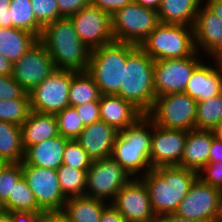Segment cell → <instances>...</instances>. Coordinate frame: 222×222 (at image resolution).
<instances>
[{
    "mask_svg": "<svg viewBox=\"0 0 222 222\" xmlns=\"http://www.w3.org/2000/svg\"><path fill=\"white\" fill-rule=\"evenodd\" d=\"M187 131L167 129L152 120L150 161L152 169L161 166H180L184 153Z\"/></svg>",
    "mask_w": 222,
    "mask_h": 222,
    "instance_id": "cell-17",
    "label": "cell"
},
{
    "mask_svg": "<svg viewBox=\"0 0 222 222\" xmlns=\"http://www.w3.org/2000/svg\"><path fill=\"white\" fill-rule=\"evenodd\" d=\"M30 112L31 107L28 93L21 99H0V121L21 126L28 118Z\"/></svg>",
    "mask_w": 222,
    "mask_h": 222,
    "instance_id": "cell-34",
    "label": "cell"
},
{
    "mask_svg": "<svg viewBox=\"0 0 222 222\" xmlns=\"http://www.w3.org/2000/svg\"><path fill=\"white\" fill-rule=\"evenodd\" d=\"M13 71V63L0 53V75L10 76Z\"/></svg>",
    "mask_w": 222,
    "mask_h": 222,
    "instance_id": "cell-51",
    "label": "cell"
},
{
    "mask_svg": "<svg viewBox=\"0 0 222 222\" xmlns=\"http://www.w3.org/2000/svg\"><path fill=\"white\" fill-rule=\"evenodd\" d=\"M20 129L22 145L25 151L30 146L59 135L55 114H42L31 111Z\"/></svg>",
    "mask_w": 222,
    "mask_h": 222,
    "instance_id": "cell-24",
    "label": "cell"
},
{
    "mask_svg": "<svg viewBox=\"0 0 222 222\" xmlns=\"http://www.w3.org/2000/svg\"><path fill=\"white\" fill-rule=\"evenodd\" d=\"M211 148V130L192 129L187 131L184 153L180 167L200 171L208 164Z\"/></svg>",
    "mask_w": 222,
    "mask_h": 222,
    "instance_id": "cell-23",
    "label": "cell"
},
{
    "mask_svg": "<svg viewBox=\"0 0 222 222\" xmlns=\"http://www.w3.org/2000/svg\"><path fill=\"white\" fill-rule=\"evenodd\" d=\"M83 125L87 126L100 120L99 101H91L74 107Z\"/></svg>",
    "mask_w": 222,
    "mask_h": 222,
    "instance_id": "cell-41",
    "label": "cell"
},
{
    "mask_svg": "<svg viewBox=\"0 0 222 222\" xmlns=\"http://www.w3.org/2000/svg\"><path fill=\"white\" fill-rule=\"evenodd\" d=\"M205 58L196 51L192 56L186 58L154 61L155 97L185 92L194 69Z\"/></svg>",
    "mask_w": 222,
    "mask_h": 222,
    "instance_id": "cell-12",
    "label": "cell"
},
{
    "mask_svg": "<svg viewBox=\"0 0 222 222\" xmlns=\"http://www.w3.org/2000/svg\"><path fill=\"white\" fill-rule=\"evenodd\" d=\"M24 156L20 126L0 121V163H21Z\"/></svg>",
    "mask_w": 222,
    "mask_h": 222,
    "instance_id": "cell-28",
    "label": "cell"
},
{
    "mask_svg": "<svg viewBox=\"0 0 222 222\" xmlns=\"http://www.w3.org/2000/svg\"><path fill=\"white\" fill-rule=\"evenodd\" d=\"M146 184L155 215L175 213L198 172L180 166H161L140 177Z\"/></svg>",
    "mask_w": 222,
    "mask_h": 222,
    "instance_id": "cell-2",
    "label": "cell"
},
{
    "mask_svg": "<svg viewBox=\"0 0 222 222\" xmlns=\"http://www.w3.org/2000/svg\"><path fill=\"white\" fill-rule=\"evenodd\" d=\"M145 8L157 11L162 0H134Z\"/></svg>",
    "mask_w": 222,
    "mask_h": 222,
    "instance_id": "cell-52",
    "label": "cell"
},
{
    "mask_svg": "<svg viewBox=\"0 0 222 222\" xmlns=\"http://www.w3.org/2000/svg\"><path fill=\"white\" fill-rule=\"evenodd\" d=\"M79 39L90 50L114 41L111 15L89 4L69 16Z\"/></svg>",
    "mask_w": 222,
    "mask_h": 222,
    "instance_id": "cell-13",
    "label": "cell"
},
{
    "mask_svg": "<svg viewBox=\"0 0 222 222\" xmlns=\"http://www.w3.org/2000/svg\"><path fill=\"white\" fill-rule=\"evenodd\" d=\"M90 4V0H57L59 14L62 17L74 15Z\"/></svg>",
    "mask_w": 222,
    "mask_h": 222,
    "instance_id": "cell-42",
    "label": "cell"
},
{
    "mask_svg": "<svg viewBox=\"0 0 222 222\" xmlns=\"http://www.w3.org/2000/svg\"><path fill=\"white\" fill-rule=\"evenodd\" d=\"M99 106L100 120L117 131L127 128L143 115L131 102L118 95H101Z\"/></svg>",
    "mask_w": 222,
    "mask_h": 222,
    "instance_id": "cell-21",
    "label": "cell"
},
{
    "mask_svg": "<svg viewBox=\"0 0 222 222\" xmlns=\"http://www.w3.org/2000/svg\"><path fill=\"white\" fill-rule=\"evenodd\" d=\"M222 123V93L197 102L196 129L212 130Z\"/></svg>",
    "mask_w": 222,
    "mask_h": 222,
    "instance_id": "cell-33",
    "label": "cell"
},
{
    "mask_svg": "<svg viewBox=\"0 0 222 222\" xmlns=\"http://www.w3.org/2000/svg\"><path fill=\"white\" fill-rule=\"evenodd\" d=\"M22 172L43 211L63 210L67 198L62 193L57 170L22 165Z\"/></svg>",
    "mask_w": 222,
    "mask_h": 222,
    "instance_id": "cell-15",
    "label": "cell"
},
{
    "mask_svg": "<svg viewBox=\"0 0 222 222\" xmlns=\"http://www.w3.org/2000/svg\"><path fill=\"white\" fill-rule=\"evenodd\" d=\"M132 175L112 157L94 160L87 170L85 195L111 204Z\"/></svg>",
    "mask_w": 222,
    "mask_h": 222,
    "instance_id": "cell-9",
    "label": "cell"
},
{
    "mask_svg": "<svg viewBox=\"0 0 222 222\" xmlns=\"http://www.w3.org/2000/svg\"><path fill=\"white\" fill-rule=\"evenodd\" d=\"M23 177L21 163H0V203L3 204L12 195L15 183Z\"/></svg>",
    "mask_w": 222,
    "mask_h": 222,
    "instance_id": "cell-36",
    "label": "cell"
},
{
    "mask_svg": "<svg viewBox=\"0 0 222 222\" xmlns=\"http://www.w3.org/2000/svg\"><path fill=\"white\" fill-rule=\"evenodd\" d=\"M114 41L140 46L160 23L158 13L135 1L111 15Z\"/></svg>",
    "mask_w": 222,
    "mask_h": 222,
    "instance_id": "cell-7",
    "label": "cell"
},
{
    "mask_svg": "<svg viewBox=\"0 0 222 222\" xmlns=\"http://www.w3.org/2000/svg\"><path fill=\"white\" fill-rule=\"evenodd\" d=\"M69 139L61 135L30 146L25 151L22 165H32L57 170L63 164L65 145Z\"/></svg>",
    "mask_w": 222,
    "mask_h": 222,
    "instance_id": "cell-22",
    "label": "cell"
},
{
    "mask_svg": "<svg viewBox=\"0 0 222 222\" xmlns=\"http://www.w3.org/2000/svg\"><path fill=\"white\" fill-rule=\"evenodd\" d=\"M134 0H90V4L113 15L117 10L131 4Z\"/></svg>",
    "mask_w": 222,
    "mask_h": 222,
    "instance_id": "cell-43",
    "label": "cell"
},
{
    "mask_svg": "<svg viewBox=\"0 0 222 222\" xmlns=\"http://www.w3.org/2000/svg\"><path fill=\"white\" fill-rule=\"evenodd\" d=\"M203 4L222 21V0H203Z\"/></svg>",
    "mask_w": 222,
    "mask_h": 222,
    "instance_id": "cell-50",
    "label": "cell"
},
{
    "mask_svg": "<svg viewBox=\"0 0 222 222\" xmlns=\"http://www.w3.org/2000/svg\"><path fill=\"white\" fill-rule=\"evenodd\" d=\"M108 205L103 200L84 195L67 198L63 210L72 222H100Z\"/></svg>",
    "mask_w": 222,
    "mask_h": 222,
    "instance_id": "cell-27",
    "label": "cell"
},
{
    "mask_svg": "<svg viewBox=\"0 0 222 222\" xmlns=\"http://www.w3.org/2000/svg\"><path fill=\"white\" fill-rule=\"evenodd\" d=\"M195 50L209 58L222 46V21L202 4L193 25Z\"/></svg>",
    "mask_w": 222,
    "mask_h": 222,
    "instance_id": "cell-18",
    "label": "cell"
},
{
    "mask_svg": "<svg viewBox=\"0 0 222 222\" xmlns=\"http://www.w3.org/2000/svg\"><path fill=\"white\" fill-rule=\"evenodd\" d=\"M38 40L32 32L14 27H0V53L12 63L18 61Z\"/></svg>",
    "mask_w": 222,
    "mask_h": 222,
    "instance_id": "cell-26",
    "label": "cell"
},
{
    "mask_svg": "<svg viewBox=\"0 0 222 222\" xmlns=\"http://www.w3.org/2000/svg\"><path fill=\"white\" fill-rule=\"evenodd\" d=\"M10 215L11 222H42V212L14 211Z\"/></svg>",
    "mask_w": 222,
    "mask_h": 222,
    "instance_id": "cell-44",
    "label": "cell"
},
{
    "mask_svg": "<svg viewBox=\"0 0 222 222\" xmlns=\"http://www.w3.org/2000/svg\"><path fill=\"white\" fill-rule=\"evenodd\" d=\"M2 210L8 212H43L38 206L32 190L23 177L15 183L12 195H9L8 199L2 204Z\"/></svg>",
    "mask_w": 222,
    "mask_h": 222,
    "instance_id": "cell-30",
    "label": "cell"
},
{
    "mask_svg": "<svg viewBox=\"0 0 222 222\" xmlns=\"http://www.w3.org/2000/svg\"><path fill=\"white\" fill-rule=\"evenodd\" d=\"M197 101L187 93H170L155 97L147 115L155 125L167 129H196Z\"/></svg>",
    "mask_w": 222,
    "mask_h": 222,
    "instance_id": "cell-8",
    "label": "cell"
},
{
    "mask_svg": "<svg viewBox=\"0 0 222 222\" xmlns=\"http://www.w3.org/2000/svg\"><path fill=\"white\" fill-rule=\"evenodd\" d=\"M198 178L203 183L222 191V162L208 163L198 171Z\"/></svg>",
    "mask_w": 222,
    "mask_h": 222,
    "instance_id": "cell-39",
    "label": "cell"
},
{
    "mask_svg": "<svg viewBox=\"0 0 222 222\" xmlns=\"http://www.w3.org/2000/svg\"><path fill=\"white\" fill-rule=\"evenodd\" d=\"M57 177L66 198L85 195L87 170L62 164L57 169Z\"/></svg>",
    "mask_w": 222,
    "mask_h": 222,
    "instance_id": "cell-32",
    "label": "cell"
},
{
    "mask_svg": "<svg viewBox=\"0 0 222 222\" xmlns=\"http://www.w3.org/2000/svg\"><path fill=\"white\" fill-rule=\"evenodd\" d=\"M180 217L202 222H220L222 191L197 178L175 211Z\"/></svg>",
    "mask_w": 222,
    "mask_h": 222,
    "instance_id": "cell-10",
    "label": "cell"
},
{
    "mask_svg": "<svg viewBox=\"0 0 222 222\" xmlns=\"http://www.w3.org/2000/svg\"><path fill=\"white\" fill-rule=\"evenodd\" d=\"M147 114L155 100L154 60L140 47L127 43L123 84L117 94Z\"/></svg>",
    "mask_w": 222,
    "mask_h": 222,
    "instance_id": "cell-3",
    "label": "cell"
},
{
    "mask_svg": "<svg viewBox=\"0 0 222 222\" xmlns=\"http://www.w3.org/2000/svg\"><path fill=\"white\" fill-rule=\"evenodd\" d=\"M9 10L12 27L32 32L40 37L43 27L34 16L30 0H12Z\"/></svg>",
    "mask_w": 222,
    "mask_h": 222,
    "instance_id": "cell-31",
    "label": "cell"
},
{
    "mask_svg": "<svg viewBox=\"0 0 222 222\" xmlns=\"http://www.w3.org/2000/svg\"><path fill=\"white\" fill-rule=\"evenodd\" d=\"M126 222H154L153 211L146 184L140 177H133L117 193L111 203Z\"/></svg>",
    "mask_w": 222,
    "mask_h": 222,
    "instance_id": "cell-16",
    "label": "cell"
},
{
    "mask_svg": "<svg viewBox=\"0 0 222 222\" xmlns=\"http://www.w3.org/2000/svg\"><path fill=\"white\" fill-rule=\"evenodd\" d=\"M0 222H11L10 212L0 210Z\"/></svg>",
    "mask_w": 222,
    "mask_h": 222,
    "instance_id": "cell-55",
    "label": "cell"
},
{
    "mask_svg": "<svg viewBox=\"0 0 222 222\" xmlns=\"http://www.w3.org/2000/svg\"><path fill=\"white\" fill-rule=\"evenodd\" d=\"M140 47L154 61L192 56L196 52L193 27L159 23Z\"/></svg>",
    "mask_w": 222,
    "mask_h": 222,
    "instance_id": "cell-6",
    "label": "cell"
},
{
    "mask_svg": "<svg viewBox=\"0 0 222 222\" xmlns=\"http://www.w3.org/2000/svg\"><path fill=\"white\" fill-rule=\"evenodd\" d=\"M100 222H126L125 218L116 210V208L109 204L101 214Z\"/></svg>",
    "mask_w": 222,
    "mask_h": 222,
    "instance_id": "cell-46",
    "label": "cell"
},
{
    "mask_svg": "<svg viewBox=\"0 0 222 222\" xmlns=\"http://www.w3.org/2000/svg\"><path fill=\"white\" fill-rule=\"evenodd\" d=\"M55 116L59 135L69 140L77 139L85 127L74 107L68 106Z\"/></svg>",
    "mask_w": 222,
    "mask_h": 222,
    "instance_id": "cell-35",
    "label": "cell"
},
{
    "mask_svg": "<svg viewBox=\"0 0 222 222\" xmlns=\"http://www.w3.org/2000/svg\"><path fill=\"white\" fill-rule=\"evenodd\" d=\"M185 93L197 102L222 93V72L212 63L210 58H205L194 69L185 88Z\"/></svg>",
    "mask_w": 222,
    "mask_h": 222,
    "instance_id": "cell-20",
    "label": "cell"
},
{
    "mask_svg": "<svg viewBox=\"0 0 222 222\" xmlns=\"http://www.w3.org/2000/svg\"><path fill=\"white\" fill-rule=\"evenodd\" d=\"M42 222H72L64 210L42 212Z\"/></svg>",
    "mask_w": 222,
    "mask_h": 222,
    "instance_id": "cell-45",
    "label": "cell"
},
{
    "mask_svg": "<svg viewBox=\"0 0 222 222\" xmlns=\"http://www.w3.org/2000/svg\"><path fill=\"white\" fill-rule=\"evenodd\" d=\"M203 0H162L157 10L160 23L193 27Z\"/></svg>",
    "mask_w": 222,
    "mask_h": 222,
    "instance_id": "cell-25",
    "label": "cell"
},
{
    "mask_svg": "<svg viewBox=\"0 0 222 222\" xmlns=\"http://www.w3.org/2000/svg\"><path fill=\"white\" fill-rule=\"evenodd\" d=\"M154 222H202L178 216L175 213L157 215Z\"/></svg>",
    "mask_w": 222,
    "mask_h": 222,
    "instance_id": "cell-49",
    "label": "cell"
},
{
    "mask_svg": "<svg viewBox=\"0 0 222 222\" xmlns=\"http://www.w3.org/2000/svg\"><path fill=\"white\" fill-rule=\"evenodd\" d=\"M214 65L222 72V46L209 57Z\"/></svg>",
    "mask_w": 222,
    "mask_h": 222,
    "instance_id": "cell-53",
    "label": "cell"
},
{
    "mask_svg": "<svg viewBox=\"0 0 222 222\" xmlns=\"http://www.w3.org/2000/svg\"><path fill=\"white\" fill-rule=\"evenodd\" d=\"M101 93L93 78L87 73L76 72L69 89V106L76 107L91 101H99Z\"/></svg>",
    "mask_w": 222,
    "mask_h": 222,
    "instance_id": "cell-29",
    "label": "cell"
},
{
    "mask_svg": "<svg viewBox=\"0 0 222 222\" xmlns=\"http://www.w3.org/2000/svg\"><path fill=\"white\" fill-rule=\"evenodd\" d=\"M118 132L114 127L99 120L85 126L77 141L93 161L101 160L111 157Z\"/></svg>",
    "mask_w": 222,
    "mask_h": 222,
    "instance_id": "cell-19",
    "label": "cell"
},
{
    "mask_svg": "<svg viewBox=\"0 0 222 222\" xmlns=\"http://www.w3.org/2000/svg\"><path fill=\"white\" fill-rule=\"evenodd\" d=\"M222 162V142L216 140L211 131V148L208 163Z\"/></svg>",
    "mask_w": 222,
    "mask_h": 222,
    "instance_id": "cell-47",
    "label": "cell"
},
{
    "mask_svg": "<svg viewBox=\"0 0 222 222\" xmlns=\"http://www.w3.org/2000/svg\"><path fill=\"white\" fill-rule=\"evenodd\" d=\"M26 92L21 85L14 80L12 75L3 76L0 75V99L1 100H13L21 99Z\"/></svg>",
    "mask_w": 222,
    "mask_h": 222,
    "instance_id": "cell-40",
    "label": "cell"
},
{
    "mask_svg": "<svg viewBox=\"0 0 222 222\" xmlns=\"http://www.w3.org/2000/svg\"><path fill=\"white\" fill-rule=\"evenodd\" d=\"M38 39L47 49L56 69L87 71L91 50L81 42L69 17L45 25Z\"/></svg>",
    "mask_w": 222,
    "mask_h": 222,
    "instance_id": "cell-1",
    "label": "cell"
},
{
    "mask_svg": "<svg viewBox=\"0 0 222 222\" xmlns=\"http://www.w3.org/2000/svg\"><path fill=\"white\" fill-rule=\"evenodd\" d=\"M92 159L81 147L77 139L68 140L63 154V164L72 166L80 170H88L92 164Z\"/></svg>",
    "mask_w": 222,
    "mask_h": 222,
    "instance_id": "cell-37",
    "label": "cell"
},
{
    "mask_svg": "<svg viewBox=\"0 0 222 222\" xmlns=\"http://www.w3.org/2000/svg\"><path fill=\"white\" fill-rule=\"evenodd\" d=\"M55 70L53 59L38 40L13 63L12 77L26 93H30Z\"/></svg>",
    "mask_w": 222,
    "mask_h": 222,
    "instance_id": "cell-14",
    "label": "cell"
},
{
    "mask_svg": "<svg viewBox=\"0 0 222 222\" xmlns=\"http://www.w3.org/2000/svg\"><path fill=\"white\" fill-rule=\"evenodd\" d=\"M211 131L213 133L214 138L222 142V123L215 126Z\"/></svg>",
    "mask_w": 222,
    "mask_h": 222,
    "instance_id": "cell-54",
    "label": "cell"
},
{
    "mask_svg": "<svg viewBox=\"0 0 222 222\" xmlns=\"http://www.w3.org/2000/svg\"><path fill=\"white\" fill-rule=\"evenodd\" d=\"M127 60V43L113 41L91 50L87 73L99 87L101 95H117L123 84V67Z\"/></svg>",
    "mask_w": 222,
    "mask_h": 222,
    "instance_id": "cell-5",
    "label": "cell"
},
{
    "mask_svg": "<svg viewBox=\"0 0 222 222\" xmlns=\"http://www.w3.org/2000/svg\"><path fill=\"white\" fill-rule=\"evenodd\" d=\"M151 138L152 119L143 114L133 124L118 132L111 157L130 175L141 177L152 170Z\"/></svg>",
    "mask_w": 222,
    "mask_h": 222,
    "instance_id": "cell-4",
    "label": "cell"
},
{
    "mask_svg": "<svg viewBox=\"0 0 222 222\" xmlns=\"http://www.w3.org/2000/svg\"><path fill=\"white\" fill-rule=\"evenodd\" d=\"M12 0H0V27H12L9 6Z\"/></svg>",
    "mask_w": 222,
    "mask_h": 222,
    "instance_id": "cell-48",
    "label": "cell"
},
{
    "mask_svg": "<svg viewBox=\"0 0 222 222\" xmlns=\"http://www.w3.org/2000/svg\"><path fill=\"white\" fill-rule=\"evenodd\" d=\"M76 71L56 69L29 94L31 111L56 114L69 106V89Z\"/></svg>",
    "mask_w": 222,
    "mask_h": 222,
    "instance_id": "cell-11",
    "label": "cell"
},
{
    "mask_svg": "<svg viewBox=\"0 0 222 222\" xmlns=\"http://www.w3.org/2000/svg\"><path fill=\"white\" fill-rule=\"evenodd\" d=\"M37 22L44 27L62 16L59 14L57 0H30Z\"/></svg>",
    "mask_w": 222,
    "mask_h": 222,
    "instance_id": "cell-38",
    "label": "cell"
}]
</instances>
